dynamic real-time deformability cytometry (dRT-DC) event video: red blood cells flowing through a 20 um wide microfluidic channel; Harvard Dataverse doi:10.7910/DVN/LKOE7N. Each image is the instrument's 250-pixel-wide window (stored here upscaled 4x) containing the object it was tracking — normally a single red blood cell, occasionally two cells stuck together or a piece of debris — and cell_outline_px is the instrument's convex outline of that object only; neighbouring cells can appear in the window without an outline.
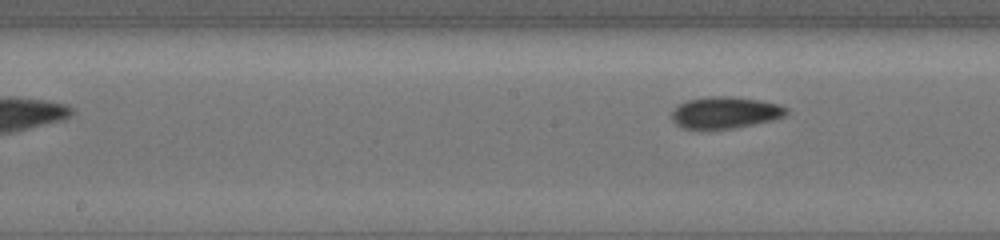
{"species": "common noctule bat (a hibernating species)", "species_latin": "Nyctalus noctula", "temperature_condition": "cold", "stored_images_in_passage": 17, "segment_of_instrument_passage": [2, 2], "camera_frame_rate_fps": 3000, "um_per_image_px": 0.085, "animal": {"sex": "female", "body_mass_g": 19.5, "forearm_length_mm": 54.1}, "frame": {"image": 1, "passage_image": 17, "time_ms": 4.667, "image_size_px": [1000, 240], "cell_outline_px": [[788, 112], [784, 116], [772, 120], [732, 128], [684, 128], [676, 124], [672, 120], [672, 112], [680, 104], [688, 100], [708, 96], [728, 96], [760, 100], [776, 104], [788, 108]], "centroid_in_image_um": [61.64, 9.55], "position_along_channel_um": 186.6, "area_um2": 20.75}}